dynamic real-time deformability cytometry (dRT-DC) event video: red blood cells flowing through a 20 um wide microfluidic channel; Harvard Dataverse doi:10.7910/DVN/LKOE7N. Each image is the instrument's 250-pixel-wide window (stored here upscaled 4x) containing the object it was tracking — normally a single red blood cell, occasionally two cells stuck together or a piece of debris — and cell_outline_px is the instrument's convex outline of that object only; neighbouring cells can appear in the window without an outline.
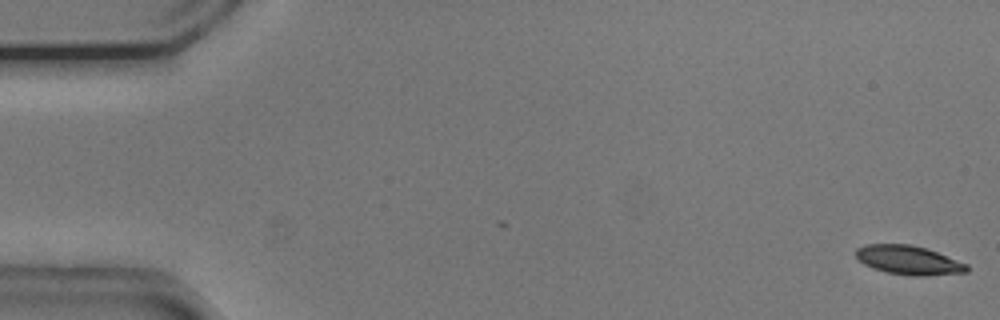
{"species": "common noctule bat (a hibernating species)", "species_latin": "Nyctalus noctula", "temperature_condition": "cold", "stored_images_in_passage": 54, "camera_frame_rate_fps": 3000, "um_per_image_px": 0.085, "animal": {"sex": "male", "body_mass_g": 20.5, "forearm_length_mm": 52.5}, "frame": {"image": 1, "passage_image": 1, "time_ms": 0.0, "image_size_px": [1000, 320], "cell_outline_px": [[968, 272], [924, 276], [912, 276], [888, 272], [872, 268], [864, 264], [856, 256], [856, 248], [864, 244], [912, 244], [936, 252], [968, 264]], "centroid_in_image_um": [77.22, 22.11], "position_along_channel_um": 7.8, "area_um2": 18.67}}
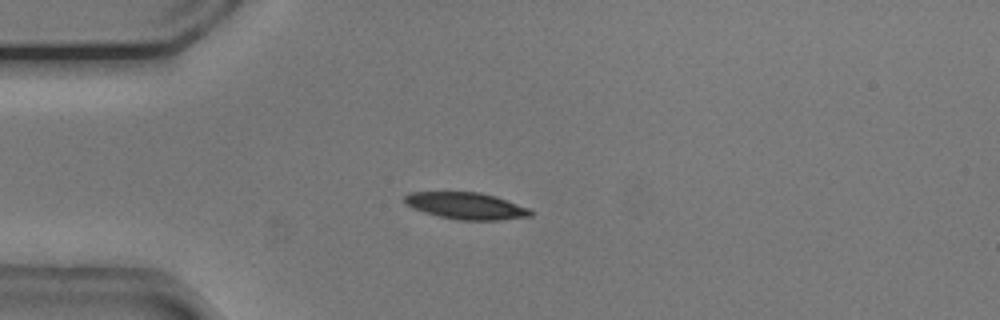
{"frame": {"image": 2, "passage_image": 14, "time_ms": 4.333, "image_size_px": [1000, 320], "cell_outline_px": [[532, 216], [500, 220], [460, 220], [440, 216], [424, 212], [412, 208], [404, 204], [404, 196], [408, 192], [480, 192], [496, 196], [528, 208], [532, 212]], "centroid_in_image_um": [39.59, 17.49], "position_along_channel_um": 45.4, "area_um2": 19.65}}
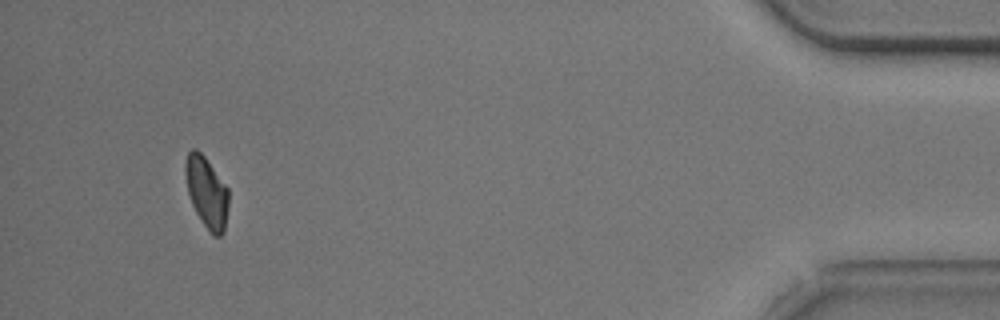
{"frame": {"image": 3, "passage_image": 51, "time_ms": 16.667, "image_size_px": [1000, 320], "cell_outline_px": [[228, 208], [224, 232], [220, 236], [212, 236], [200, 220], [192, 204], [188, 192], [184, 172], [184, 164], [188, 152], [192, 148], [196, 148], [204, 156], [228, 188]], "centroid_in_image_um": [17.56, 16.35], "position_along_channel_um": 417.6, "area_um2": 17.98}, "authors_computed_cell_mechanics": {"area_um2": 19.0162, "velocity_mm_per_s": 3.73, "shape_relaxation_time_tau1_ms": 2.5144, "shape_relaxation_time_tau2_ms": null, "deformation_change_tau1": 0.122, "deformation_change_tau2": null}}